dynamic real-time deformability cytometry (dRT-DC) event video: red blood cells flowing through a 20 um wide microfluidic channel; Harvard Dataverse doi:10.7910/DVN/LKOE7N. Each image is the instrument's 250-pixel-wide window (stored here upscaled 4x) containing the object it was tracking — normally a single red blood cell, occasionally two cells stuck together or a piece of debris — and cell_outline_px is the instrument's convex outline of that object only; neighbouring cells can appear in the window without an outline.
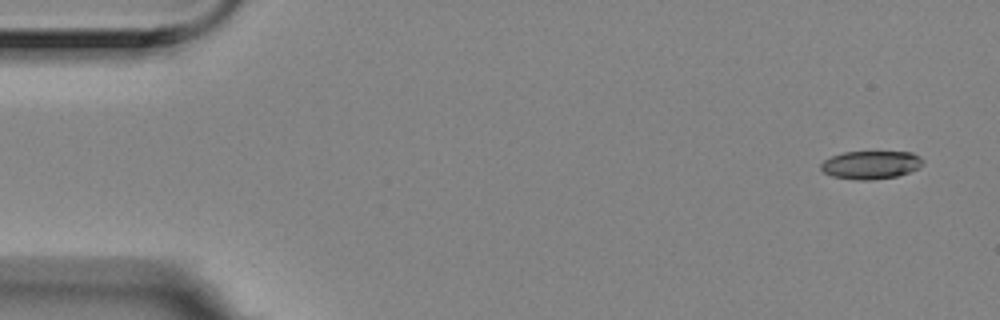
{"species": "Egyptian fruit bat (a non-hibernating species)", "species_latin": "Rousettus aegyptiacus", "temperature_condition": "room temperature", "stored_images_in_passage": 5, "camera_frame_rate_fps": 3000, "um_per_image_px": 0.085, "animal": {"sex": "female"}, "frame": {"image": 1, "passage_image": 1, "time_ms": 0.0, "image_size_px": [1000, 320], "cell_outline_px": [[924, 164], [908, 172], [896, 176], [872, 180], [856, 180], [832, 176], [824, 172], [820, 168], [820, 164], [824, 160], [832, 156], [844, 152], [912, 152], [920, 156], [924, 160]], "centroid_in_image_um": [74.02, 14.01], "position_along_channel_um": 11.0, "area_um2": 16.7}}